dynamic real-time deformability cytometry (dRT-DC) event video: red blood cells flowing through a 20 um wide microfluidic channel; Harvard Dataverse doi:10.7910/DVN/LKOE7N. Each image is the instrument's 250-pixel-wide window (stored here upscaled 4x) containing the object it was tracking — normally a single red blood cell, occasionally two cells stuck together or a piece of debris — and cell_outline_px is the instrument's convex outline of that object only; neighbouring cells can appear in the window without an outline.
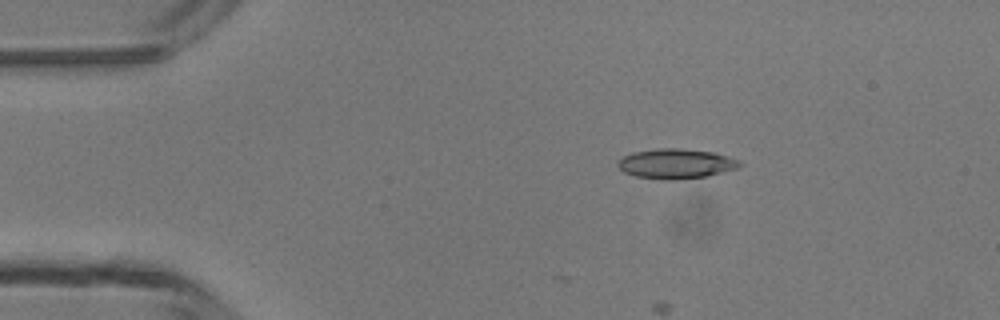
{"species": "common noctule bat (a hibernating species)", "species_latin": "Nyctalus noctula", "temperature_condition": "room temperature", "stored_images_in_passage": 5, "camera_frame_rate_fps": 3000, "um_per_image_px": 0.085, "animal": {"sex": "male", "body_mass_g": 13.3}, "frame": {"image": 1, "passage_image": 2, "time_ms": 2.333, "image_size_px": [1000, 320], "cell_outline_px": [[744, 164], [736, 168], [708, 176], [676, 180], [664, 180], [636, 176], [624, 172], [616, 164], [624, 156], [632, 152], [656, 148], [680, 148], [712, 152], [740, 160]], "centroid_in_image_um": [57.46, 13.91], "position_along_channel_um": 27.5, "area_um2": 21.21}}